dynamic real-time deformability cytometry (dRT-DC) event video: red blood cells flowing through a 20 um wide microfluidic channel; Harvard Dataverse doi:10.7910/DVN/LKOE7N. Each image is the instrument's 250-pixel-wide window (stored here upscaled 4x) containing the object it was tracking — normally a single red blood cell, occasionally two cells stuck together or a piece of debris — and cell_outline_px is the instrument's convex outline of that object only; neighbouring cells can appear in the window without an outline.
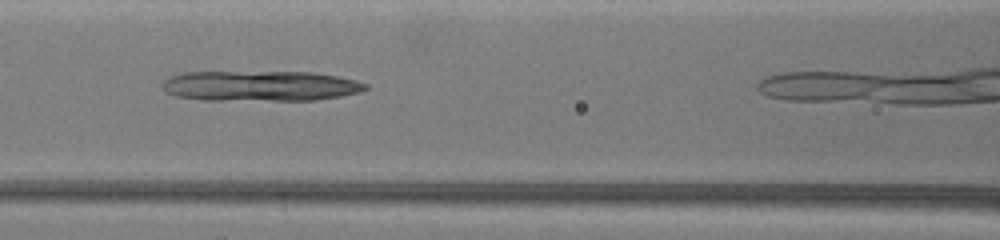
{"species": "common noctule bat (a hibernating species)", "species_latin": "Nyctalus noctula", "temperature_condition": "warm", "stored_images_in_passage": 20, "camera_frame_rate_fps": 3000, "um_per_image_px": 0.085, "animal": {"sex": "female", "body_mass_g": 19.5, "forearm_length_mm": 54.1}, "frame": {"image": 1, "passage_image": 6, "time_ms": 1.667, "image_size_px": [1000, 240], "cell_outline_px": [[368, 88], [360, 92], [340, 96], [316, 100], [204, 100], [176, 96], [168, 92], [160, 84], [164, 80], [172, 76], [184, 72], [312, 72], [336, 76], [356, 80], [368, 84]], "centroid_in_image_um": [22.14, 7.3], "position_along_channel_um": 144.5, "area_um2": 35.95}}
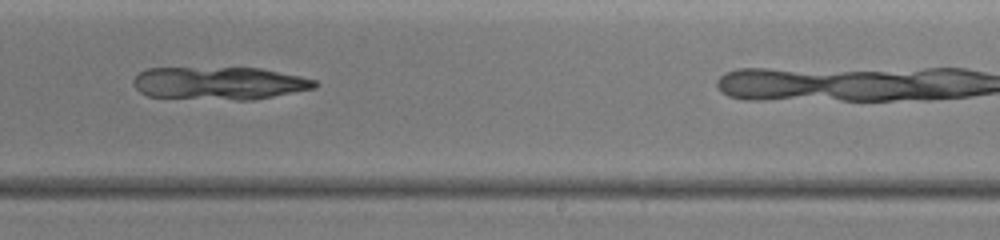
{"frame": {"image": 2, "passage_image": 13, "time_ms": 4.667, "image_size_px": [1000, 240], "cell_outline_px": [[320, 84], [316, 88], [252, 100], [236, 100], [148, 96], [140, 92], [136, 88], [132, 80], [140, 72], [148, 68], [260, 68], [300, 76], [316, 80]], "centroid_in_image_um": [18.67, 7.07], "position_along_channel_um": 270.3, "area_um2": 34.62}}
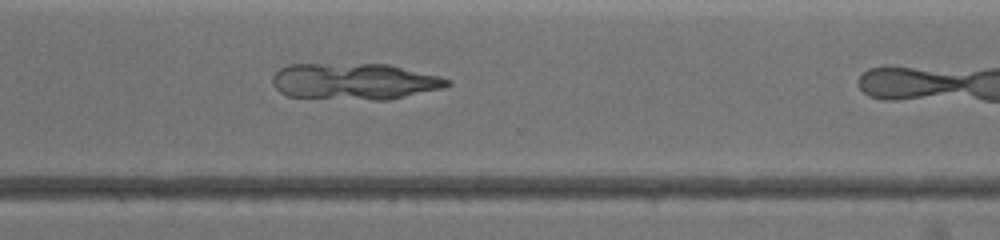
{"frame": {"image": 3, "passage_image": 17, "time_ms": 6.333, "image_size_px": [1000, 240], "cell_outline_px": [[452, 84], [440, 88], [388, 100], [372, 100], [288, 96], [280, 92], [276, 88], [272, 80], [272, 76], [280, 68], [288, 64], [388, 64], [440, 76], [452, 80]], "centroid_in_image_um": [30.12, 6.91], "position_along_channel_um": 340.5, "area_um2": 36.99}}